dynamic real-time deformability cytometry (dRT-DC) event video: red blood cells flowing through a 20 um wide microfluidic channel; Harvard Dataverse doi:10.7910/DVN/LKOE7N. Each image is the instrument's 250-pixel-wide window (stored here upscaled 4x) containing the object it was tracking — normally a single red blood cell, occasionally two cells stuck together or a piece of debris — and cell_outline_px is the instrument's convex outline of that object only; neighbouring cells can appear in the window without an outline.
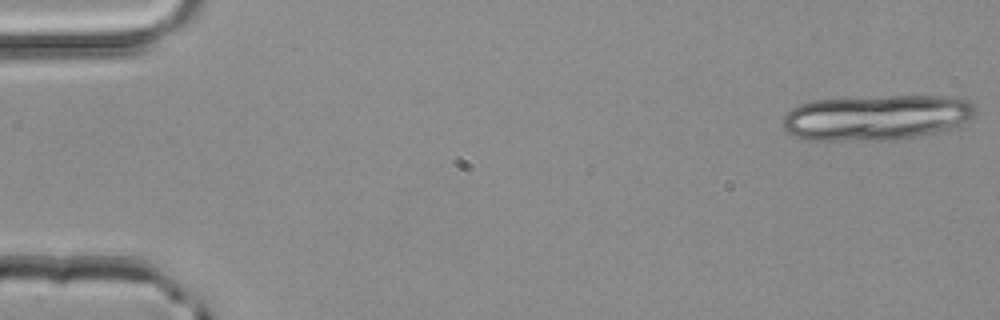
{"species": "common noctule bat (a hibernating species)", "species_latin": "Nyctalus noctula", "temperature_condition": "room temperature", "stored_images_in_passage": 10, "camera_frame_rate_fps": 3000, "um_per_image_px": 0.085, "animal": {"sex": "male", "body_mass_g": 20.4}, "frame": {"image": 1, "passage_image": 1, "time_ms": 0.0, "image_size_px": [1000, 320], "cell_outline_px": [[976, 112], [968, 120], [952, 128], [916, 136], [888, 140], [800, 140], [792, 136], [784, 128], [784, 116], [792, 108], [800, 104], [812, 100], [888, 96], [948, 96], [968, 100], [976, 108]], "centroid_in_image_um": [74.47, 9.99], "position_along_channel_um": 10.5, "area_um2": 50.86}}